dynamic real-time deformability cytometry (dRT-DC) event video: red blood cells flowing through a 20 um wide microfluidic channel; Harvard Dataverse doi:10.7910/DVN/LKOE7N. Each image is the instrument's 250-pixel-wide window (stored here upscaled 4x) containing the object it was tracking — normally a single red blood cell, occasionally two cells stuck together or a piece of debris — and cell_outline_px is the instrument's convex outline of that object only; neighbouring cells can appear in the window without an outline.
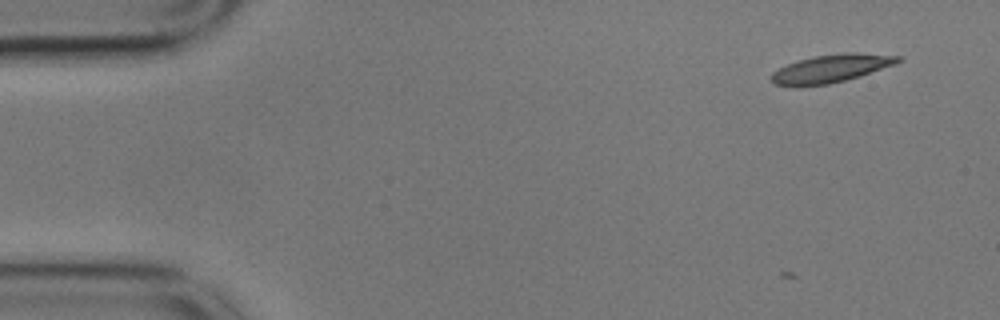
{"species": "common noctule bat (a hibernating species)", "species_latin": "Nyctalus noctula", "temperature_condition": "cold", "stored_images_in_passage": 3, "camera_frame_rate_fps": 3000, "um_per_image_px": 0.085, "animal": {"sex": "male", "body_mass_g": 17.9}, "frame": {"image": 1, "passage_image": 3, "time_ms": 0.667, "image_size_px": [1000, 320], "cell_outline_px": [[904, 60], [896, 64], [860, 76], [828, 84], [796, 88], [792, 88], [776, 84], [772, 80], [772, 72], [788, 64], [800, 60], [816, 56], [852, 52], [856, 52], [904, 56]], "centroid_in_image_um": [70.69, 5.84], "position_along_channel_um": 14.3, "area_um2": 20.81}}